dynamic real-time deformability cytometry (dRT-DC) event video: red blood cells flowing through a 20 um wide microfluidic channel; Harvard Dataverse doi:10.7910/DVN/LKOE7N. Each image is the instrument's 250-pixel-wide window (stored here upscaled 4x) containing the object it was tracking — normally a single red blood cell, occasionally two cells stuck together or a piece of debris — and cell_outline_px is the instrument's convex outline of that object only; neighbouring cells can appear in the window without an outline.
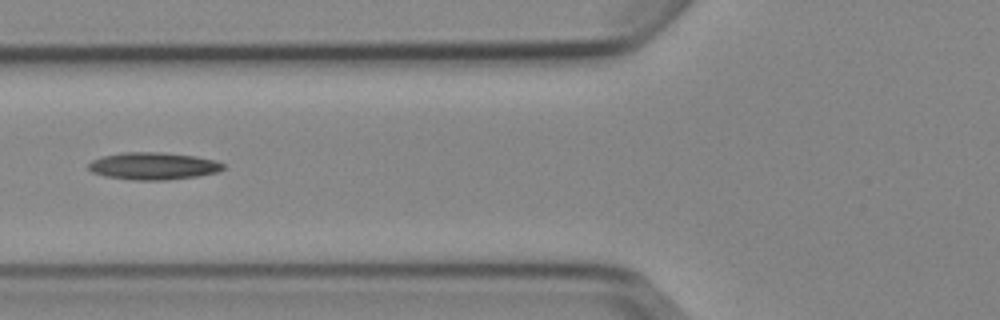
{"species": "Egyptian fruit bat (a non-hibernating species)", "species_latin": "Rousettus aegyptiacus", "temperature_condition": "cold", "stored_images_in_passage": 6, "camera_frame_rate_fps": 3000, "um_per_image_px": 0.085, "animal": {"sex": "female"}, "frame": {"image": 1, "passage_image": 6, "time_ms": 6.667, "image_size_px": [1000, 320], "cell_outline_px": [[224, 168], [216, 172], [200, 176], [168, 180], [132, 180], [104, 176], [92, 172], [88, 168], [88, 164], [92, 160], [104, 156], [124, 152], [160, 152], [192, 156], [212, 160], [224, 164]], "centroid_in_image_um": [13.0, 14.12], "position_along_channel_um": 112.8, "area_um2": 21.27}}